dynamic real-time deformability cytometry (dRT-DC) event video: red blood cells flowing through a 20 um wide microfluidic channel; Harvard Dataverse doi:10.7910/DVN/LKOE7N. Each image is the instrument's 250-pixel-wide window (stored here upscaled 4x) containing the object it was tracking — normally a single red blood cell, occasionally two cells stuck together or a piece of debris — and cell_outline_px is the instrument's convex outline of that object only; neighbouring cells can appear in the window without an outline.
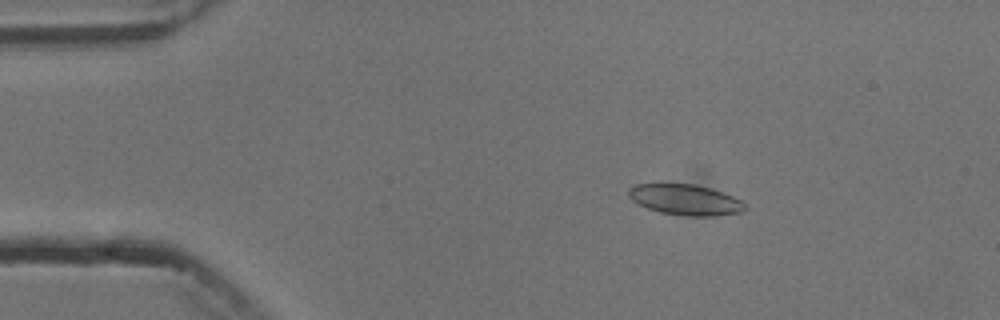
{"species": "common noctule bat (a hibernating species)", "species_latin": "Nyctalus noctula", "temperature_condition": "cold", "stored_images_in_passage": 5, "camera_frame_rate_fps": 3000, "um_per_image_px": 0.085, "animal": {"sex": "male", "body_mass_g": 13.3}, "frame": {"image": 1, "passage_image": 3, "time_ms": 2.333, "image_size_px": [1000, 320], "cell_outline_px": [[748, 208], [744, 212], [716, 216], [684, 216], [660, 212], [648, 208], [632, 200], [628, 196], [628, 188], [636, 184], [664, 180], [696, 184], [712, 188], [732, 196], [740, 200]], "centroid_in_image_um": [58.21, 16.92], "position_along_channel_um": 26.8, "area_um2": 21.79}}